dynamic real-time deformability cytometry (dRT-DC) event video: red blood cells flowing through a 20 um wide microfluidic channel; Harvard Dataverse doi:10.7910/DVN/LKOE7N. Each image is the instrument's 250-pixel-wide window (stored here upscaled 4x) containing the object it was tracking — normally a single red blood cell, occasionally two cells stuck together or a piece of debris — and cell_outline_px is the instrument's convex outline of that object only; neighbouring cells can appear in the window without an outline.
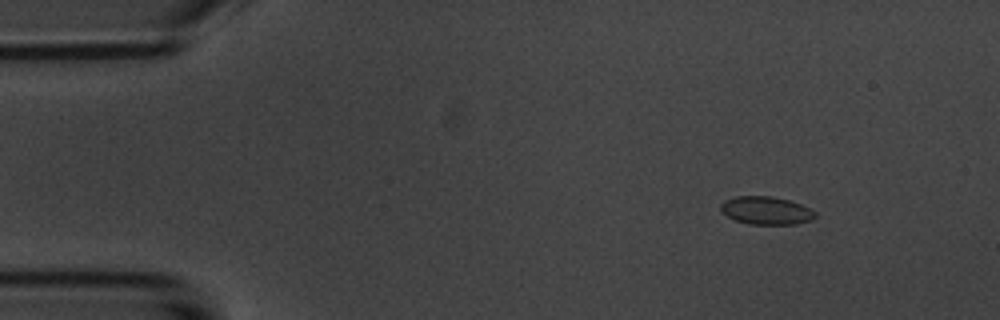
{"species": "common noctule bat (a hibernating species)", "species_latin": "Nyctalus noctula", "temperature_condition": "room temperature", "stored_images_in_passage": 3, "camera_frame_rate_fps": 3000, "um_per_image_px": 0.085, "animal": {"sex": "male", "body_mass_g": 20.1, "forearm_length_mm": 53.5}, "frame": {"image": 1, "passage_image": 1, "time_ms": 0.0, "image_size_px": [1000, 320], "cell_outline_px": [[816, 216], [812, 220], [796, 224], [748, 224], [736, 220], [728, 216], [720, 208], [720, 204], [724, 200], [736, 196], [772, 196], [788, 200], [800, 204], [816, 212]], "centroid_in_image_um": [65.13, 17.89], "position_along_channel_um": 19.9, "area_um2": 15.32}}
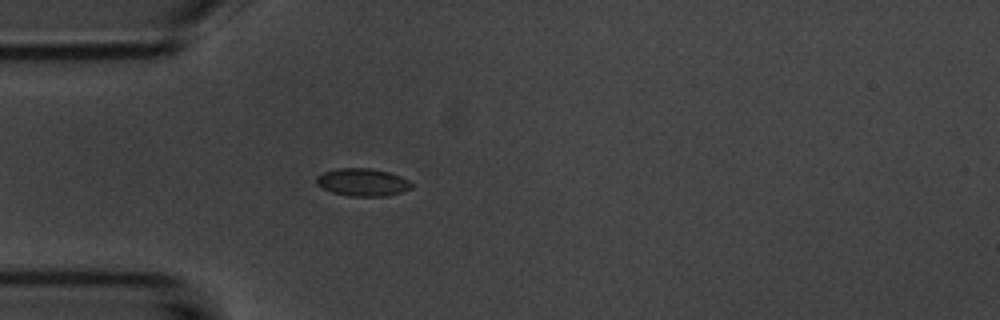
{"frame": {"image": 2, "passage_image": 3, "time_ms": 3.0, "image_size_px": [1000, 320], "cell_outline_px": [[412, 188], [388, 196], [348, 196], [332, 192], [316, 184], [316, 176], [324, 172], [336, 168], [372, 168], [388, 172], [400, 176], [408, 180], [412, 184]], "centroid_in_image_um": [30.81, 15.49], "position_along_channel_um": 54.2, "area_um2": 15.32}}